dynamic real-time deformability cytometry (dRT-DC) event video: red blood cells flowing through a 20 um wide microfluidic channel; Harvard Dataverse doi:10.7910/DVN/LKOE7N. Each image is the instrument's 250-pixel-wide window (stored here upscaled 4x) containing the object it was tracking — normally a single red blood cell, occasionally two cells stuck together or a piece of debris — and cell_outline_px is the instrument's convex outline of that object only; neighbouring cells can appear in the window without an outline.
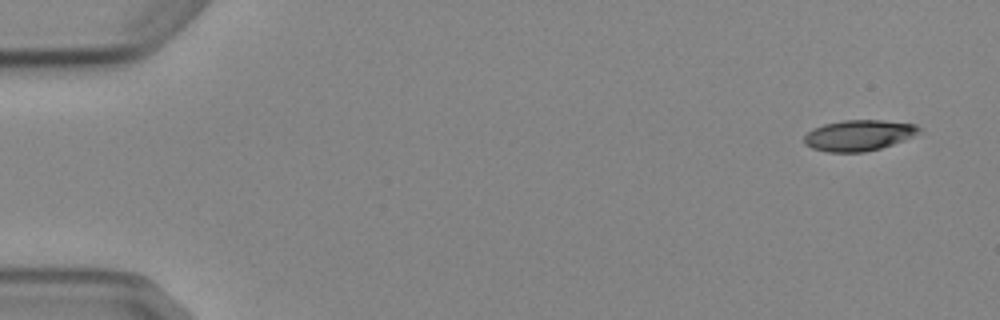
{"species": "Egyptian fruit bat (a non-hibernating species)", "species_latin": "Rousettus aegyptiacus", "temperature_condition": "cold", "stored_images_in_passage": 4, "camera_frame_rate_fps": 3000, "um_per_image_px": 0.085, "animal": {"sex": "female"}, "frame": {"image": 1, "passage_image": 1, "time_ms": 0.0, "image_size_px": [1000, 320], "cell_outline_px": [[920, 128], [912, 136], [904, 140], [880, 148], [864, 152], [828, 152], [812, 148], [804, 144], [804, 136], [808, 132], [824, 124], [844, 120], [880, 120], [916, 124]], "centroid_in_image_um": [72.96, 11.51], "position_along_channel_um": 12.0, "area_um2": 20.35}}
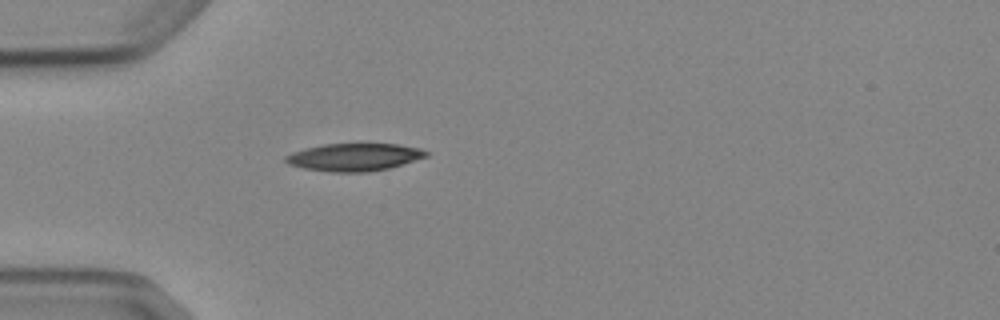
{"frame": {"image": 2, "passage_image": 4, "time_ms": 4.333, "image_size_px": [1000, 320], "cell_outline_px": [[428, 156], [388, 168], [368, 172], [332, 172], [304, 168], [288, 164], [284, 160], [284, 156], [292, 152], [304, 148], [324, 144], [396, 144], [420, 148], [428, 152]], "centroid_in_image_um": [30.07, 13.35], "position_along_channel_um": 54.9, "area_um2": 22.48}}